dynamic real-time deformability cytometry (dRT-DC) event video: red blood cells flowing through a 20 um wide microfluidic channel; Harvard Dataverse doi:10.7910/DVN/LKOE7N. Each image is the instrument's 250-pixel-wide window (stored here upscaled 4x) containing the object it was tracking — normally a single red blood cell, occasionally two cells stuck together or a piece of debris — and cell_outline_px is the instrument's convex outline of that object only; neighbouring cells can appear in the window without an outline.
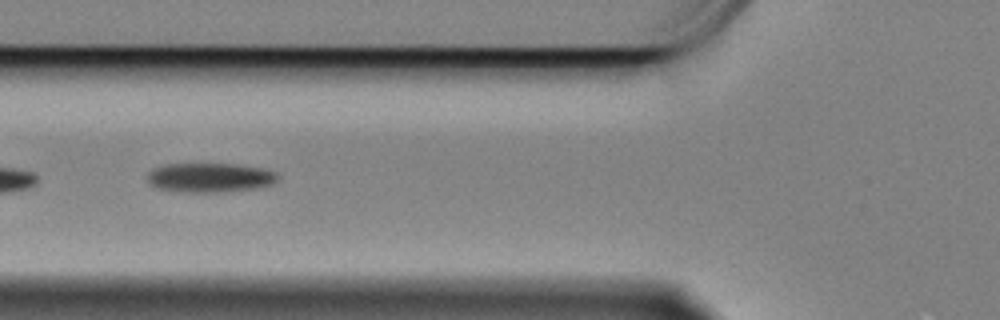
{"species": "Egyptian fruit bat (a non-hibernating species)", "species_latin": "Rousettus aegyptiacus", "temperature_condition": "cold", "stored_images_in_passage": 10, "camera_frame_rate_fps": 3000, "um_per_image_px": 0.085, "animal": {"sex": "female"}, "frame": {"image": 1, "passage_image": 6, "time_ms": 1.667, "image_size_px": [1000, 320], "cell_outline_px": [[280, 176], [272, 184], [252, 188], [220, 192], [184, 192], [152, 188], [148, 184], [148, 172], [152, 168], [168, 164], [236, 164], [264, 168], [276, 172]], "centroid_in_image_um": [17.8, 15.09], "position_along_channel_um": 108.0, "area_um2": 22.43}}